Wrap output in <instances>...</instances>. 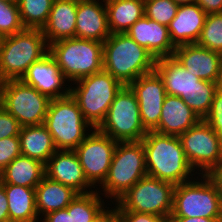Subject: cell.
Listing matches in <instances>:
<instances>
[{
    "label": "cell",
    "mask_w": 222,
    "mask_h": 222,
    "mask_svg": "<svg viewBox=\"0 0 222 222\" xmlns=\"http://www.w3.org/2000/svg\"><path fill=\"white\" fill-rule=\"evenodd\" d=\"M141 141L148 176L176 186L198 175L188 163L178 136L148 131Z\"/></svg>",
    "instance_id": "6da1fadb"
},
{
    "label": "cell",
    "mask_w": 222,
    "mask_h": 222,
    "mask_svg": "<svg viewBox=\"0 0 222 222\" xmlns=\"http://www.w3.org/2000/svg\"><path fill=\"white\" fill-rule=\"evenodd\" d=\"M156 59L126 33L110 34L103 42V70L123 86L154 71Z\"/></svg>",
    "instance_id": "7a4b0ae2"
},
{
    "label": "cell",
    "mask_w": 222,
    "mask_h": 222,
    "mask_svg": "<svg viewBox=\"0 0 222 222\" xmlns=\"http://www.w3.org/2000/svg\"><path fill=\"white\" fill-rule=\"evenodd\" d=\"M49 53V45L41 29L25 28L5 36L0 47L1 80H21L28 68Z\"/></svg>",
    "instance_id": "3957f363"
},
{
    "label": "cell",
    "mask_w": 222,
    "mask_h": 222,
    "mask_svg": "<svg viewBox=\"0 0 222 222\" xmlns=\"http://www.w3.org/2000/svg\"><path fill=\"white\" fill-rule=\"evenodd\" d=\"M49 54L70 85L103 71V43L96 40L62 39L49 45Z\"/></svg>",
    "instance_id": "277c9868"
},
{
    "label": "cell",
    "mask_w": 222,
    "mask_h": 222,
    "mask_svg": "<svg viewBox=\"0 0 222 222\" xmlns=\"http://www.w3.org/2000/svg\"><path fill=\"white\" fill-rule=\"evenodd\" d=\"M146 175V159L142 141L118 142L109 173L97 192L105 199H111L109 202L114 203Z\"/></svg>",
    "instance_id": "5b68a950"
},
{
    "label": "cell",
    "mask_w": 222,
    "mask_h": 222,
    "mask_svg": "<svg viewBox=\"0 0 222 222\" xmlns=\"http://www.w3.org/2000/svg\"><path fill=\"white\" fill-rule=\"evenodd\" d=\"M73 85V86H72ZM70 85L69 94L77 102L85 120L98 128L123 85L104 70Z\"/></svg>",
    "instance_id": "8992f818"
},
{
    "label": "cell",
    "mask_w": 222,
    "mask_h": 222,
    "mask_svg": "<svg viewBox=\"0 0 222 222\" xmlns=\"http://www.w3.org/2000/svg\"><path fill=\"white\" fill-rule=\"evenodd\" d=\"M43 125L57 150H75L93 129L70 94L50 100Z\"/></svg>",
    "instance_id": "52a82bcc"
},
{
    "label": "cell",
    "mask_w": 222,
    "mask_h": 222,
    "mask_svg": "<svg viewBox=\"0 0 222 222\" xmlns=\"http://www.w3.org/2000/svg\"><path fill=\"white\" fill-rule=\"evenodd\" d=\"M221 216L222 197L207 175L198 174L193 180L175 186L173 211L169 217L220 218Z\"/></svg>",
    "instance_id": "ba28073f"
},
{
    "label": "cell",
    "mask_w": 222,
    "mask_h": 222,
    "mask_svg": "<svg viewBox=\"0 0 222 222\" xmlns=\"http://www.w3.org/2000/svg\"><path fill=\"white\" fill-rule=\"evenodd\" d=\"M175 185L146 175L115 202L117 210L158 215L168 219L173 211Z\"/></svg>",
    "instance_id": "9c48e42d"
},
{
    "label": "cell",
    "mask_w": 222,
    "mask_h": 222,
    "mask_svg": "<svg viewBox=\"0 0 222 222\" xmlns=\"http://www.w3.org/2000/svg\"><path fill=\"white\" fill-rule=\"evenodd\" d=\"M97 129L118 142L141 141L147 134L136 95L129 86H123L116 94Z\"/></svg>",
    "instance_id": "30bf717a"
},
{
    "label": "cell",
    "mask_w": 222,
    "mask_h": 222,
    "mask_svg": "<svg viewBox=\"0 0 222 222\" xmlns=\"http://www.w3.org/2000/svg\"><path fill=\"white\" fill-rule=\"evenodd\" d=\"M50 100L22 80H7L0 89V105L21 126L42 125Z\"/></svg>",
    "instance_id": "8fae6325"
},
{
    "label": "cell",
    "mask_w": 222,
    "mask_h": 222,
    "mask_svg": "<svg viewBox=\"0 0 222 222\" xmlns=\"http://www.w3.org/2000/svg\"><path fill=\"white\" fill-rule=\"evenodd\" d=\"M178 137L188 163L199 175H207L222 162V139L204 119Z\"/></svg>",
    "instance_id": "7c38bea8"
},
{
    "label": "cell",
    "mask_w": 222,
    "mask_h": 222,
    "mask_svg": "<svg viewBox=\"0 0 222 222\" xmlns=\"http://www.w3.org/2000/svg\"><path fill=\"white\" fill-rule=\"evenodd\" d=\"M117 144L118 141L95 128L74 150L86 179L96 189L103 184L109 173Z\"/></svg>",
    "instance_id": "4fadbf2b"
},
{
    "label": "cell",
    "mask_w": 222,
    "mask_h": 222,
    "mask_svg": "<svg viewBox=\"0 0 222 222\" xmlns=\"http://www.w3.org/2000/svg\"><path fill=\"white\" fill-rule=\"evenodd\" d=\"M129 87L136 95L144 128L153 131L159 124L162 105L167 95L161 77L154 70L141 75Z\"/></svg>",
    "instance_id": "5bb4252c"
},
{
    "label": "cell",
    "mask_w": 222,
    "mask_h": 222,
    "mask_svg": "<svg viewBox=\"0 0 222 222\" xmlns=\"http://www.w3.org/2000/svg\"><path fill=\"white\" fill-rule=\"evenodd\" d=\"M173 57L199 79L220 83L222 81V54L196 43L177 46Z\"/></svg>",
    "instance_id": "9a60e30c"
},
{
    "label": "cell",
    "mask_w": 222,
    "mask_h": 222,
    "mask_svg": "<svg viewBox=\"0 0 222 222\" xmlns=\"http://www.w3.org/2000/svg\"><path fill=\"white\" fill-rule=\"evenodd\" d=\"M21 80L51 100L66 97L70 92L69 82L49 53L34 62Z\"/></svg>",
    "instance_id": "2e32d148"
},
{
    "label": "cell",
    "mask_w": 222,
    "mask_h": 222,
    "mask_svg": "<svg viewBox=\"0 0 222 222\" xmlns=\"http://www.w3.org/2000/svg\"><path fill=\"white\" fill-rule=\"evenodd\" d=\"M45 176L71 187L78 194L97 190L86 179L74 150H57L45 164Z\"/></svg>",
    "instance_id": "e0dca14e"
},
{
    "label": "cell",
    "mask_w": 222,
    "mask_h": 222,
    "mask_svg": "<svg viewBox=\"0 0 222 222\" xmlns=\"http://www.w3.org/2000/svg\"><path fill=\"white\" fill-rule=\"evenodd\" d=\"M110 34L105 1L78 0L75 38L103 43Z\"/></svg>",
    "instance_id": "ac0fdd59"
},
{
    "label": "cell",
    "mask_w": 222,
    "mask_h": 222,
    "mask_svg": "<svg viewBox=\"0 0 222 222\" xmlns=\"http://www.w3.org/2000/svg\"><path fill=\"white\" fill-rule=\"evenodd\" d=\"M126 34L155 59L173 56L176 47L170 40L168 26L147 18L145 15L135 22Z\"/></svg>",
    "instance_id": "d6986e66"
},
{
    "label": "cell",
    "mask_w": 222,
    "mask_h": 222,
    "mask_svg": "<svg viewBox=\"0 0 222 222\" xmlns=\"http://www.w3.org/2000/svg\"><path fill=\"white\" fill-rule=\"evenodd\" d=\"M207 14L197 3L178 7L175 18L168 25L170 40L175 47L196 43Z\"/></svg>",
    "instance_id": "ffe728a7"
},
{
    "label": "cell",
    "mask_w": 222,
    "mask_h": 222,
    "mask_svg": "<svg viewBox=\"0 0 222 222\" xmlns=\"http://www.w3.org/2000/svg\"><path fill=\"white\" fill-rule=\"evenodd\" d=\"M200 120L181 97L167 94L162 105L159 124L153 131L179 136Z\"/></svg>",
    "instance_id": "44dd1931"
},
{
    "label": "cell",
    "mask_w": 222,
    "mask_h": 222,
    "mask_svg": "<svg viewBox=\"0 0 222 222\" xmlns=\"http://www.w3.org/2000/svg\"><path fill=\"white\" fill-rule=\"evenodd\" d=\"M154 70L161 77L166 94L181 97L183 100L192 96L200 80L191 72L186 71L173 56L156 59Z\"/></svg>",
    "instance_id": "7402d4cb"
},
{
    "label": "cell",
    "mask_w": 222,
    "mask_h": 222,
    "mask_svg": "<svg viewBox=\"0 0 222 222\" xmlns=\"http://www.w3.org/2000/svg\"><path fill=\"white\" fill-rule=\"evenodd\" d=\"M78 0H54L46 24L41 29L48 45L75 37Z\"/></svg>",
    "instance_id": "603a6c76"
},
{
    "label": "cell",
    "mask_w": 222,
    "mask_h": 222,
    "mask_svg": "<svg viewBox=\"0 0 222 222\" xmlns=\"http://www.w3.org/2000/svg\"><path fill=\"white\" fill-rule=\"evenodd\" d=\"M78 193L71 187L44 176L35 188V199L38 216L65 209Z\"/></svg>",
    "instance_id": "cb8c5ba5"
},
{
    "label": "cell",
    "mask_w": 222,
    "mask_h": 222,
    "mask_svg": "<svg viewBox=\"0 0 222 222\" xmlns=\"http://www.w3.org/2000/svg\"><path fill=\"white\" fill-rule=\"evenodd\" d=\"M44 176L45 164L20 155L0 171V183L36 188Z\"/></svg>",
    "instance_id": "d4e9b609"
},
{
    "label": "cell",
    "mask_w": 222,
    "mask_h": 222,
    "mask_svg": "<svg viewBox=\"0 0 222 222\" xmlns=\"http://www.w3.org/2000/svg\"><path fill=\"white\" fill-rule=\"evenodd\" d=\"M21 155L46 164L57 151L52 136L42 125L22 126L19 134Z\"/></svg>",
    "instance_id": "484cf974"
},
{
    "label": "cell",
    "mask_w": 222,
    "mask_h": 222,
    "mask_svg": "<svg viewBox=\"0 0 222 222\" xmlns=\"http://www.w3.org/2000/svg\"><path fill=\"white\" fill-rule=\"evenodd\" d=\"M8 201L10 222H39L35 188L2 184Z\"/></svg>",
    "instance_id": "4316f807"
},
{
    "label": "cell",
    "mask_w": 222,
    "mask_h": 222,
    "mask_svg": "<svg viewBox=\"0 0 222 222\" xmlns=\"http://www.w3.org/2000/svg\"><path fill=\"white\" fill-rule=\"evenodd\" d=\"M105 5L111 34L126 33L145 15L144 0H106Z\"/></svg>",
    "instance_id": "83f0119b"
},
{
    "label": "cell",
    "mask_w": 222,
    "mask_h": 222,
    "mask_svg": "<svg viewBox=\"0 0 222 222\" xmlns=\"http://www.w3.org/2000/svg\"><path fill=\"white\" fill-rule=\"evenodd\" d=\"M103 199L97 190L77 194L71 203L66 207L71 222H91L94 217L106 206L109 201Z\"/></svg>",
    "instance_id": "f1b7e54d"
},
{
    "label": "cell",
    "mask_w": 222,
    "mask_h": 222,
    "mask_svg": "<svg viewBox=\"0 0 222 222\" xmlns=\"http://www.w3.org/2000/svg\"><path fill=\"white\" fill-rule=\"evenodd\" d=\"M54 0H18L20 18L25 28L42 29L46 24Z\"/></svg>",
    "instance_id": "f546056e"
},
{
    "label": "cell",
    "mask_w": 222,
    "mask_h": 222,
    "mask_svg": "<svg viewBox=\"0 0 222 222\" xmlns=\"http://www.w3.org/2000/svg\"><path fill=\"white\" fill-rule=\"evenodd\" d=\"M218 89V83L200 79L197 82L192 96L184 99L185 104L190 107L200 119H204L211 109L215 92Z\"/></svg>",
    "instance_id": "4dcf8cb0"
},
{
    "label": "cell",
    "mask_w": 222,
    "mask_h": 222,
    "mask_svg": "<svg viewBox=\"0 0 222 222\" xmlns=\"http://www.w3.org/2000/svg\"><path fill=\"white\" fill-rule=\"evenodd\" d=\"M196 44L222 54V13L207 15Z\"/></svg>",
    "instance_id": "1f68e13d"
},
{
    "label": "cell",
    "mask_w": 222,
    "mask_h": 222,
    "mask_svg": "<svg viewBox=\"0 0 222 222\" xmlns=\"http://www.w3.org/2000/svg\"><path fill=\"white\" fill-rule=\"evenodd\" d=\"M145 16L168 26L175 18L179 5L173 0H144Z\"/></svg>",
    "instance_id": "d6a6232c"
},
{
    "label": "cell",
    "mask_w": 222,
    "mask_h": 222,
    "mask_svg": "<svg viewBox=\"0 0 222 222\" xmlns=\"http://www.w3.org/2000/svg\"><path fill=\"white\" fill-rule=\"evenodd\" d=\"M24 29L17 3L0 1V34L10 36Z\"/></svg>",
    "instance_id": "836d02e7"
},
{
    "label": "cell",
    "mask_w": 222,
    "mask_h": 222,
    "mask_svg": "<svg viewBox=\"0 0 222 222\" xmlns=\"http://www.w3.org/2000/svg\"><path fill=\"white\" fill-rule=\"evenodd\" d=\"M21 155L19 136L0 139V171Z\"/></svg>",
    "instance_id": "e575fe53"
},
{
    "label": "cell",
    "mask_w": 222,
    "mask_h": 222,
    "mask_svg": "<svg viewBox=\"0 0 222 222\" xmlns=\"http://www.w3.org/2000/svg\"><path fill=\"white\" fill-rule=\"evenodd\" d=\"M204 120L222 139V92L219 89L215 92L211 109Z\"/></svg>",
    "instance_id": "d590c367"
},
{
    "label": "cell",
    "mask_w": 222,
    "mask_h": 222,
    "mask_svg": "<svg viewBox=\"0 0 222 222\" xmlns=\"http://www.w3.org/2000/svg\"><path fill=\"white\" fill-rule=\"evenodd\" d=\"M21 125L0 105V139L19 136Z\"/></svg>",
    "instance_id": "8d00e7d4"
},
{
    "label": "cell",
    "mask_w": 222,
    "mask_h": 222,
    "mask_svg": "<svg viewBox=\"0 0 222 222\" xmlns=\"http://www.w3.org/2000/svg\"><path fill=\"white\" fill-rule=\"evenodd\" d=\"M117 213L119 222H167V219L153 214L125 210H117Z\"/></svg>",
    "instance_id": "74e56055"
},
{
    "label": "cell",
    "mask_w": 222,
    "mask_h": 222,
    "mask_svg": "<svg viewBox=\"0 0 222 222\" xmlns=\"http://www.w3.org/2000/svg\"><path fill=\"white\" fill-rule=\"evenodd\" d=\"M91 222H119L116 204L108 203Z\"/></svg>",
    "instance_id": "f35d334b"
},
{
    "label": "cell",
    "mask_w": 222,
    "mask_h": 222,
    "mask_svg": "<svg viewBox=\"0 0 222 222\" xmlns=\"http://www.w3.org/2000/svg\"><path fill=\"white\" fill-rule=\"evenodd\" d=\"M197 4L207 15L222 13V0H197Z\"/></svg>",
    "instance_id": "ab89813d"
},
{
    "label": "cell",
    "mask_w": 222,
    "mask_h": 222,
    "mask_svg": "<svg viewBox=\"0 0 222 222\" xmlns=\"http://www.w3.org/2000/svg\"><path fill=\"white\" fill-rule=\"evenodd\" d=\"M40 222H71L68 210L60 209L44 215Z\"/></svg>",
    "instance_id": "60d3db41"
},
{
    "label": "cell",
    "mask_w": 222,
    "mask_h": 222,
    "mask_svg": "<svg viewBox=\"0 0 222 222\" xmlns=\"http://www.w3.org/2000/svg\"><path fill=\"white\" fill-rule=\"evenodd\" d=\"M0 222H10L5 187L0 183Z\"/></svg>",
    "instance_id": "b9f144b4"
},
{
    "label": "cell",
    "mask_w": 222,
    "mask_h": 222,
    "mask_svg": "<svg viewBox=\"0 0 222 222\" xmlns=\"http://www.w3.org/2000/svg\"><path fill=\"white\" fill-rule=\"evenodd\" d=\"M207 176L214 182L222 197V162L216 165Z\"/></svg>",
    "instance_id": "7bdbcfd3"
},
{
    "label": "cell",
    "mask_w": 222,
    "mask_h": 222,
    "mask_svg": "<svg viewBox=\"0 0 222 222\" xmlns=\"http://www.w3.org/2000/svg\"><path fill=\"white\" fill-rule=\"evenodd\" d=\"M218 218L205 217H169L167 222H217Z\"/></svg>",
    "instance_id": "ee69618b"
},
{
    "label": "cell",
    "mask_w": 222,
    "mask_h": 222,
    "mask_svg": "<svg viewBox=\"0 0 222 222\" xmlns=\"http://www.w3.org/2000/svg\"><path fill=\"white\" fill-rule=\"evenodd\" d=\"M173 1L175 3H177L179 6L192 4V3H197V0H173Z\"/></svg>",
    "instance_id": "f6af8a7d"
},
{
    "label": "cell",
    "mask_w": 222,
    "mask_h": 222,
    "mask_svg": "<svg viewBox=\"0 0 222 222\" xmlns=\"http://www.w3.org/2000/svg\"><path fill=\"white\" fill-rule=\"evenodd\" d=\"M8 3H17L18 0H0Z\"/></svg>",
    "instance_id": "bcb514c9"
},
{
    "label": "cell",
    "mask_w": 222,
    "mask_h": 222,
    "mask_svg": "<svg viewBox=\"0 0 222 222\" xmlns=\"http://www.w3.org/2000/svg\"><path fill=\"white\" fill-rule=\"evenodd\" d=\"M219 90L222 92V81L219 83Z\"/></svg>",
    "instance_id": "7dc6e473"
},
{
    "label": "cell",
    "mask_w": 222,
    "mask_h": 222,
    "mask_svg": "<svg viewBox=\"0 0 222 222\" xmlns=\"http://www.w3.org/2000/svg\"><path fill=\"white\" fill-rule=\"evenodd\" d=\"M2 39H3V36L0 34V47H1Z\"/></svg>",
    "instance_id": "c3c4849f"
},
{
    "label": "cell",
    "mask_w": 222,
    "mask_h": 222,
    "mask_svg": "<svg viewBox=\"0 0 222 222\" xmlns=\"http://www.w3.org/2000/svg\"><path fill=\"white\" fill-rule=\"evenodd\" d=\"M2 83H3V81H2L1 78H0V89H1V87H2Z\"/></svg>",
    "instance_id": "681fc988"
},
{
    "label": "cell",
    "mask_w": 222,
    "mask_h": 222,
    "mask_svg": "<svg viewBox=\"0 0 222 222\" xmlns=\"http://www.w3.org/2000/svg\"><path fill=\"white\" fill-rule=\"evenodd\" d=\"M217 222H222V216L220 218H218Z\"/></svg>",
    "instance_id": "f907efd6"
}]
</instances>
